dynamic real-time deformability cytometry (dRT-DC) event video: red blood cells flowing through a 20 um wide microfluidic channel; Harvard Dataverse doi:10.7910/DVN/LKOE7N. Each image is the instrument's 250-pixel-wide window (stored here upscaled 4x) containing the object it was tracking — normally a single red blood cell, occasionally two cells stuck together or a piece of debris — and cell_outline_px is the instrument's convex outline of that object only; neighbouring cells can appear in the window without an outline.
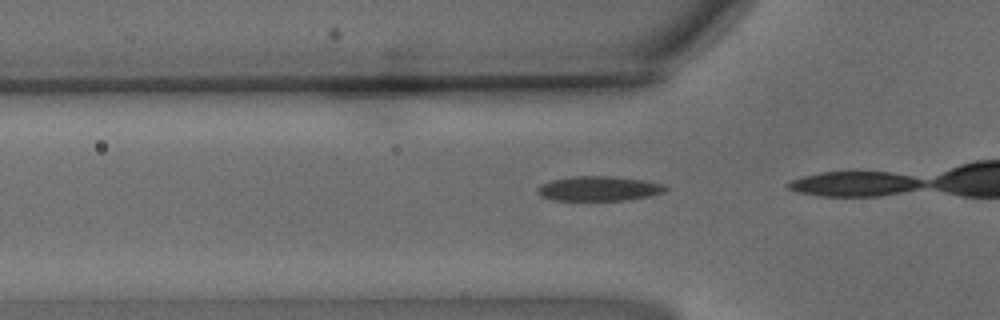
{"species": "common noctule bat (a hibernating species)", "species_latin": "Nyctalus noctula", "temperature_condition": "warm", "stored_images_in_passage": 23, "camera_frame_rate_fps": 3000, "um_per_image_px": 0.085, "animal": {"sex": "male", "body_mass_g": 15.6}, "frame": {"image": 1, "passage_image": 14, "time_ms": 4.333, "image_size_px": [1000, 320], "cell_outline_px": [[668, 188], [664, 192], [648, 196], [628, 200], [552, 200], [540, 196], [536, 192], [536, 188], [540, 184], [552, 180], [572, 176], [612, 176], [644, 180], [664, 184]], "centroid_in_image_um": [50.87, 16.02], "position_along_channel_um": 74.9, "area_um2": 18.55}}